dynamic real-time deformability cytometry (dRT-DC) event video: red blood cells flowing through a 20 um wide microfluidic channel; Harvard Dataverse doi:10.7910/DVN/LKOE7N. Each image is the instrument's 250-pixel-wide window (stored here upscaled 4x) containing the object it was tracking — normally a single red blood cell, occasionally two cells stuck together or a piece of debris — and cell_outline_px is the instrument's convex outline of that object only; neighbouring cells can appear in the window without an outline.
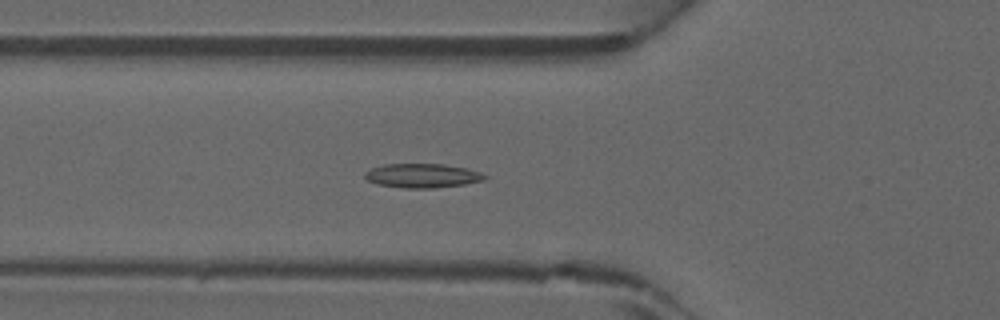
{"species": "common noctule bat (a hibernating species)", "species_latin": "Nyctalus noctula", "temperature_condition": "warm", "stored_images_in_passage": 46, "camera_frame_rate_fps": 3000, "um_per_image_px": 0.085, "animal": {"sex": "male", "forearm_length_mm": 52.5}, "frame": {"image": 1, "passage_image": 17, "time_ms": 5.333, "image_size_px": [1000, 320], "cell_outline_px": [[488, 176], [484, 180], [464, 184], [432, 188], [404, 188], [376, 184], [368, 180], [364, 176], [364, 172], [372, 168], [384, 164], [444, 164], [468, 168], [480, 172]], "centroid_in_image_um": [35.9, 14.93], "position_along_channel_um": 89.9, "area_um2": 16.88}}
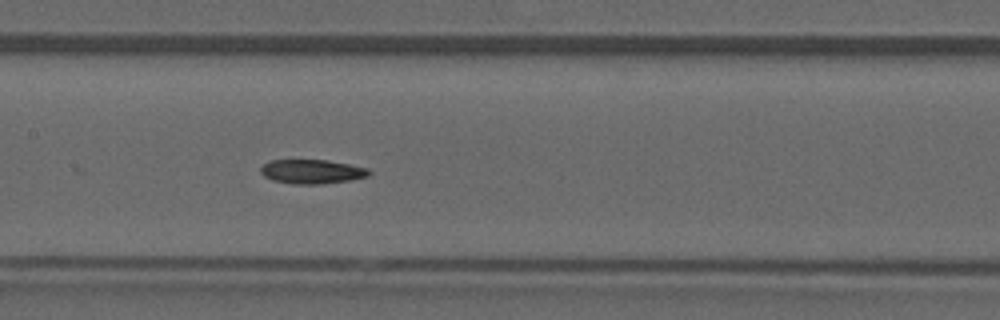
{"frame": {"image": 2, "passage_image": 23, "time_ms": 7.333, "image_size_px": [1000, 320], "cell_outline_px": [[372, 172], [368, 176], [348, 180], [320, 184], [292, 184], [272, 180], [264, 176], [260, 172], [260, 168], [268, 160], [328, 160], [368, 168]], "centroid_in_image_um": [26.49, 14.58], "position_along_channel_um": 180.9, "area_um2": 15.26}}
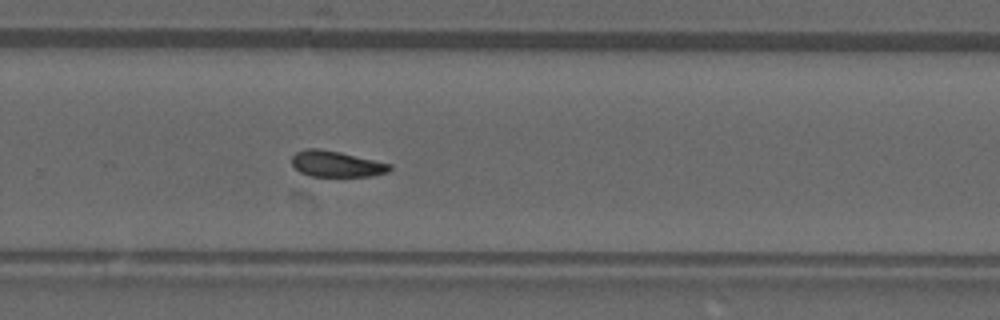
{"frame": {"image": 3, "passage_image": 31, "time_ms": 10.0, "image_size_px": [1000, 320], "cell_outline_px": [[392, 168], [388, 172], [372, 176], [308, 176], [300, 172], [292, 164], [292, 156], [296, 152], [304, 148], [320, 148], [340, 152], [392, 164]], "centroid_in_image_um": [28.58, 13.93], "position_along_channel_um": 301.2, "area_um2": 14.91}}